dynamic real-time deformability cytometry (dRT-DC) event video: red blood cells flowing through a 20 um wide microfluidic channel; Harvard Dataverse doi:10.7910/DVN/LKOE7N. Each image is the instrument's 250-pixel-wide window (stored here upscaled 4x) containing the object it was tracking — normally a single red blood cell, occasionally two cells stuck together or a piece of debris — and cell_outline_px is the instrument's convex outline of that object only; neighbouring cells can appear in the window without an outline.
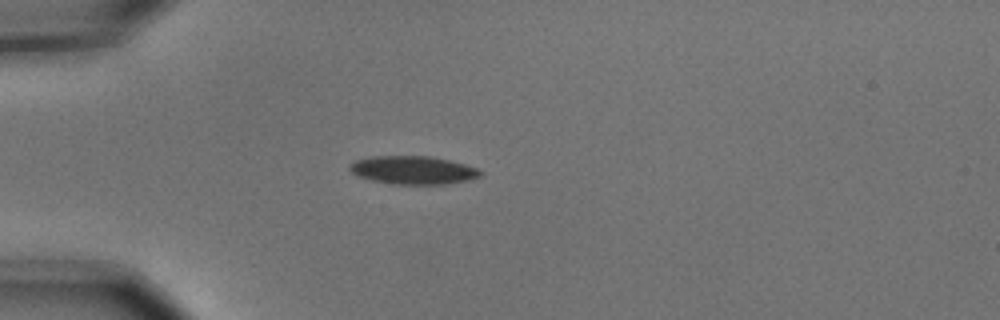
{"species": "common noctule bat (a hibernating species)", "species_latin": "Nyctalus noctula", "temperature_condition": "cold", "stored_images_in_passage": 6, "camera_frame_rate_fps": 3000, "um_per_image_px": 0.085, "animal": {"sex": "male", "body_mass_g": 15.6}, "frame": {"image": 1, "passage_image": 5, "time_ms": 1.333, "image_size_px": [1000, 320], "cell_outline_px": [[484, 172], [480, 176], [468, 180], [444, 184], [392, 184], [372, 180], [360, 176], [352, 172], [348, 168], [348, 164], [356, 160], [368, 156], [432, 156], [464, 164], [476, 168]], "centroid_in_image_um": [35.09, 14.45], "position_along_channel_um": 49.9, "area_um2": 21.44}}